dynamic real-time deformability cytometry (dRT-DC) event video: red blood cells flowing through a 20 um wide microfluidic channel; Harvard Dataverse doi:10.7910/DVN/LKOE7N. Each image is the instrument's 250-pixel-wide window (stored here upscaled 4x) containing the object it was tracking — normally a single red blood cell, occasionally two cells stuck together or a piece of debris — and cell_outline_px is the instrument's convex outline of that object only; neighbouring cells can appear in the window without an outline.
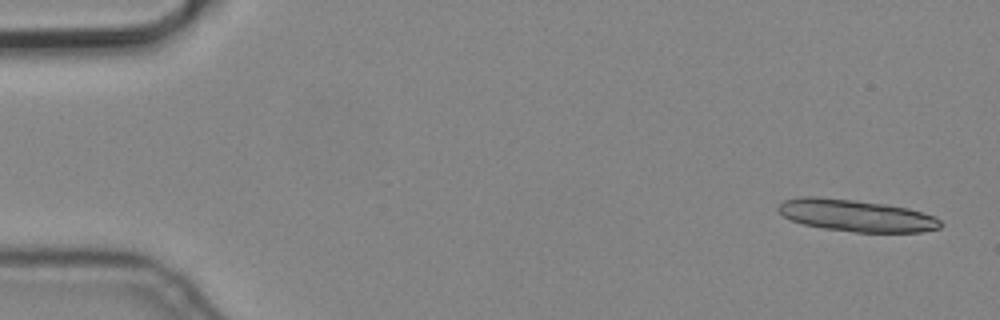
{"species": "common noctule bat (a hibernating species)", "species_latin": "Nyctalus noctula", "temperature_condition": "cold", "stored_images_in_passage": 4, "camera_frame_rate_fps": 3000, "um_per_image_px": 0.085, "animal": {"sex": "male", "body_mass_g": 19.2, "forearm_length_mm": 51.8}, "frame": {"image": 1, "passage_image": 1, "time_ms": 0.0, "image_size_px": [1000, 320], "cell_outline_px": [[944, 224], [940, 228], [920, 232], [856, 232], [824, 228], [804, 224], [792, 220], [784, 216], [776, 208], [784, 200], [800, 196], [816, 196], [856, 200], [888, 204], [908, 208], [936, 216]], "centroid_in_image_um": [72.81, 18.31], "position_along_channel_um": 12.2, "area_um2": 30.35}}